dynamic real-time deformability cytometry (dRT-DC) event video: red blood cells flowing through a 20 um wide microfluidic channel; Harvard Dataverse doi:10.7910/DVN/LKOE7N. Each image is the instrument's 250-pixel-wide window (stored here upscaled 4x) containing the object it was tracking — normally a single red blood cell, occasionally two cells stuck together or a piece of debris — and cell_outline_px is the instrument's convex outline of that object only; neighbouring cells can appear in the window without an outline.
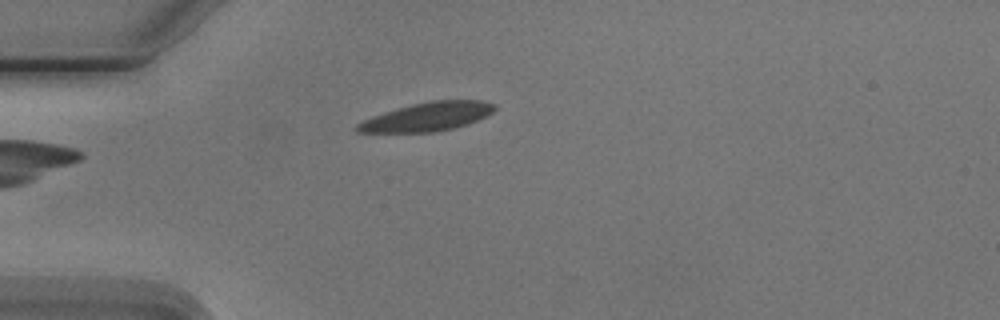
{"species": "Egyptian fruit bat (a non-hibernating species)", "species_latin": "Rousettus aegyptiacus", "temperature_condition": "cold", "stored_images_in_passage": 1, "camera_frame_rate_fps": 3000, "um_per_image_px": 0.085, "animal": {"sex": "male"}, "frame": {"image": 1, "passage_image": 1, "time_ms": 0.0, "image_size_px": [1000, 320], "cell_outline_px": [[496, 108], [492, 112], [468, 124], [436, 132], [356, 132], [352, 128], [356, 124], [372, 116], [396, 108], [412, 104], [432, 100], [480, 100], [496, 104]], "centroid_in_image_um": [36.29, 9.92], "position_along_channel_um": 48.7, "area_um2": 22.89}}